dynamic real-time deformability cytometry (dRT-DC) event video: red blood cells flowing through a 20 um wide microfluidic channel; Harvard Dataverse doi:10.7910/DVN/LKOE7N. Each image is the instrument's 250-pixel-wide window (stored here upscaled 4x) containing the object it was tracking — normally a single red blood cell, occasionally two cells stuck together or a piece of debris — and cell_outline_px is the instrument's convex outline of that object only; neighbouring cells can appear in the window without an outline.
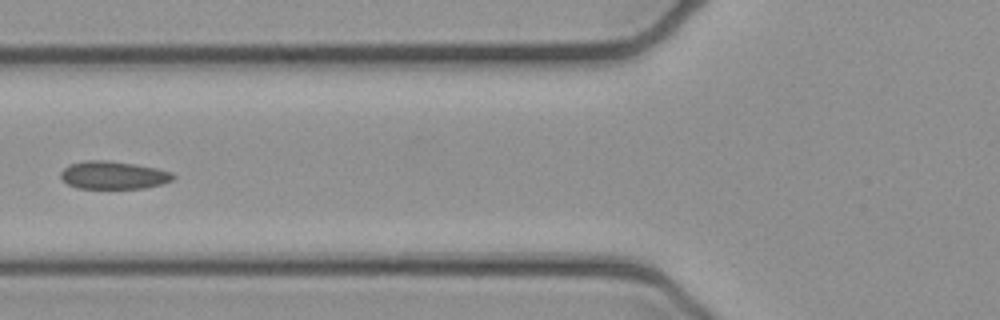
{"species": "common noctule bat (a hibernating species)", "species_latin": "Nyctalus noctula", "temperature_condition": "cold", "stored_images_in_passage": 5, "camera_frame_rate_fps": 3000, "um_per_image_px": 0.085, "animal": {"sex": "female", "body_mass_g": 21.9}, "frame": {"image": 1, "passage_image": 5, "time_ms": 1.333, "image_size_px": [1000, 320], "cell_outline_px": [[176, 176], [172, 180], [160, 184], [144, 188], [76, 188], [68, 184], [60, 176], [60, 172], [68, 164], [88, 160], [108, 160], [156, 168], [172, 172]], "centroid_in_image_um": [9.62, 14.88], "position_along_channel_um": 116.2, "area_um2": 18.15}}